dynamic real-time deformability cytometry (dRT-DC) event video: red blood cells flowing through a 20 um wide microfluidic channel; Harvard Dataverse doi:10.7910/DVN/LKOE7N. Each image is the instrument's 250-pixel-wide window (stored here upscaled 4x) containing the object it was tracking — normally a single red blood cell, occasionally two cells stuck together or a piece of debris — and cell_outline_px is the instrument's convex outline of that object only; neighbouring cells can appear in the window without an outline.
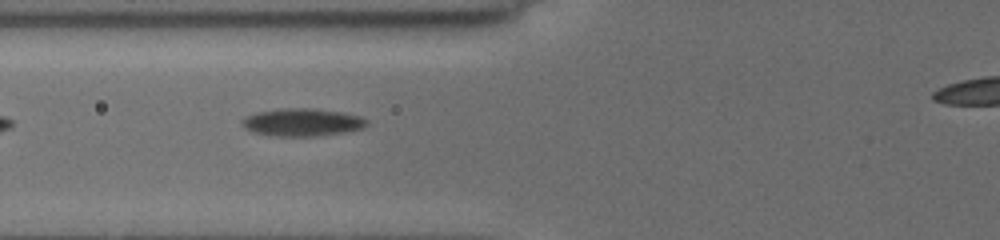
{"species": "common noctule bat (a hibernating species)", "species_latin": "Nyctalus noctula", "temperature_condition": "cold", "stored_images_in_passage": 5, "segment_of_instrument_passage": [1, 2], "camera_frame_rate_fps": 3000, "um_per_image_px": 0.085, "animal": {"sex": "female", "body_mass_g": 19.5, "forearm_length_mm": 54.1}, "frame": {"image": 1, "passage_image": 4, "time_ms": 3.0, "image_size_px": [1000, 240], "cell_outline_px": [[368, 124], [364, 128], [344, 132], [312, 136], [276, 136], [252, 132], [244, 128], [240, 124], [240, 120], [244, 116], [256, 112], [280, 108], [316, 108], [344, 112], [360, 116], [368, 120]], "centroid_in_image_um": [25.66, 10.38], "position_along_channel_um": 100.1, "area_um2": 20.46}}